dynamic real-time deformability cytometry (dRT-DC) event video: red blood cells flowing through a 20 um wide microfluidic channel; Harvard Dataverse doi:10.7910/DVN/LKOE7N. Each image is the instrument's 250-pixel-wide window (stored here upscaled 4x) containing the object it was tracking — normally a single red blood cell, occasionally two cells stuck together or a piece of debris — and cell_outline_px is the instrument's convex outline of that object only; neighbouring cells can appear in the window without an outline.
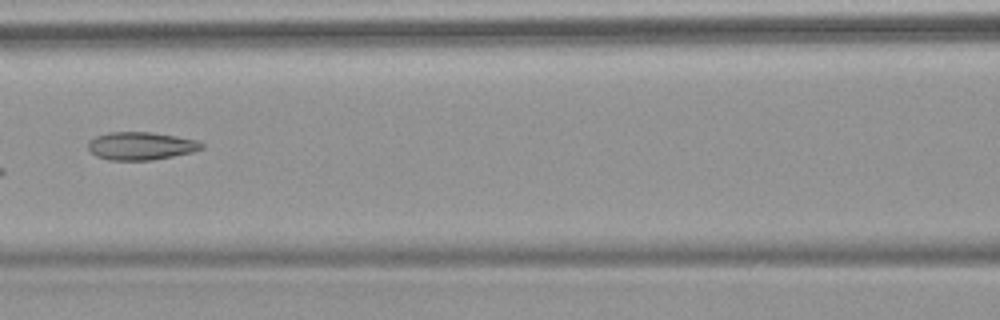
{"species": "common noctule bat (a hibernating species)", "species_latin": "Nyctalus noctula", "temperature_condition": "warm", "stored_images_in_passage": 7, "camera_frame_rate_fps": 3000, "um_per_image_px": 0.085, "animal": {"sex": "female", "body_mass_g": 18.4}, "frame": {"image": 1, "passage_image": 7, "time_ms": 7.667, "image_size_px": [1000, 320], "cell_outline_px": [[204, 148], [192, 152], [152, 160], [108, 160], [96, 156], [88, 148], [88, 140], [96, 136], [108, 132], [152, 132], [176, 136], [196, 140], [204, 144]], "centroid_in_image_um": [11.96, 12.4], "position_along_channel_um": 154.6, "area_um2": 18.5}}